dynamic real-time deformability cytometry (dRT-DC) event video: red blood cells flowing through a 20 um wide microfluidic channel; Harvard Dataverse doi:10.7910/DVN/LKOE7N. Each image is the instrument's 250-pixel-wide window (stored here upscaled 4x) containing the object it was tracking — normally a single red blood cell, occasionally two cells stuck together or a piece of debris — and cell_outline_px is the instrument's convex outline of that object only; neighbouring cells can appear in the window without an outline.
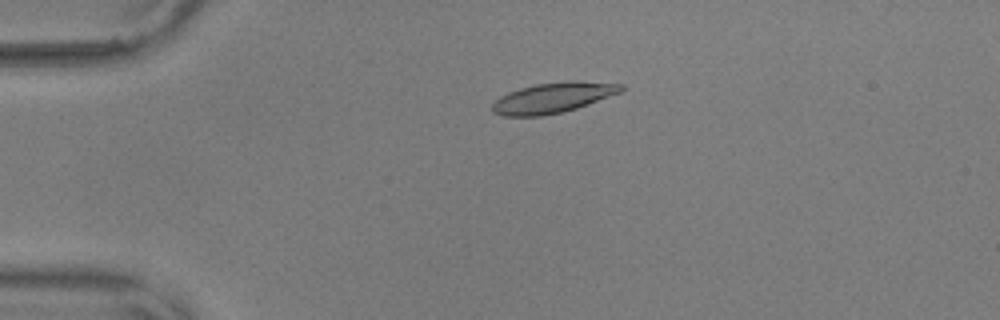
{"species": "common noctule bat (a hibernating species)", "species_latin": "Nyctalus noctula", "temperature_condition": "warm", "stored_images_in_passage": 56, "camera_frame_rate_fps": 3000, "um_per_image_px": 0.085, "animal": {"sex": "male", "body_mass_g": 17.9, "forearm_length_mm": 54.2}, "frame": {"image": 1, "passage_image": 13, "time_ms": 4.0, "image_size_px": [1000, 320], "cell_outline_px": [[624, 88], [620, 92], [588, 104], [564, 112], [540, 116], [504, 116], [492, 112], [492, 104], [500, 96], [508, 92], [520, 88], [536, 84], [568, 80], [580, 80], [624, 84]], "centroid_in_image_um": [47.0, 8.29], "position_along_channel_um": 38.0, "area_um2": 22.89}}
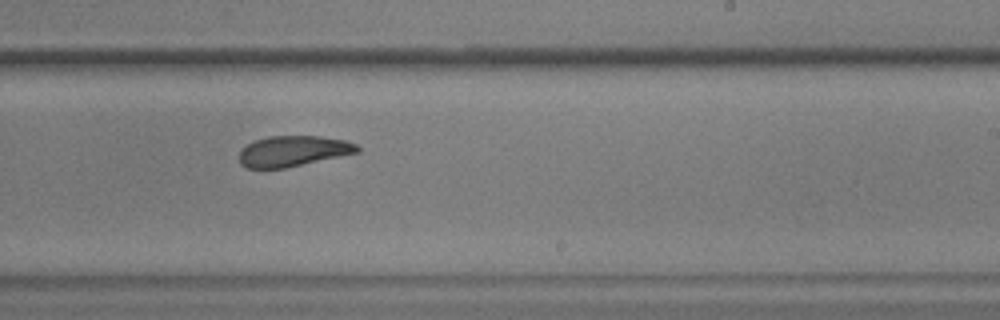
{"frame": {"image": 2, "passage_image": 35, "time_ms": 11.333, "image_size_px": [1000, 320], "cell_outline_px": [[360, 152], [284, 168], [248, 168], [240, 164], [240, 152], [248, 144], [256, 140], [268, 136], [320, 136], [344, 140], [356, 144], [360, 148]], "centroid_in_image_um": [24.94, 12.84], "position_along_channel_um": 264.1, "area_um2": 20.87}}
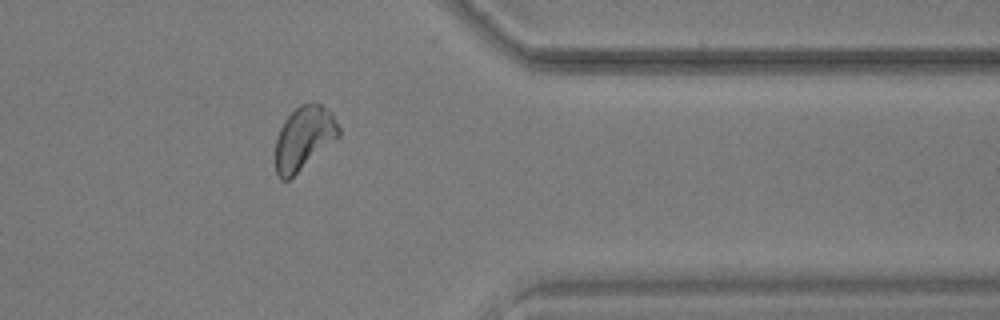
{"frame": {"image": 3, "passage_image": 46, "time_ms": 15.0, "image_size_px": [1000, 320], "cell_outline_px": [[340, 136], [288, 180], [280, 180], [276, 172], [276, 136], [284, 120], [300, 104], [320, 104], [332, 112], [340, 128]], "centroid_in_image_um": [25.83, 11.73], "position_along_channel_um": 385.6, "area_um2": 23.18}, "authors_computed_cell_mechanics": {"area_um2": 21.9062, "velocity_mm_per_s": 3.6149, "shape_relaxation_time_tau1_ms": 7.1308, "shape_relaxation_time_tau2_ms": 1.5757, "deformation_change_tau1": 0.204, "deformation_change_tau2": 0.0874}}